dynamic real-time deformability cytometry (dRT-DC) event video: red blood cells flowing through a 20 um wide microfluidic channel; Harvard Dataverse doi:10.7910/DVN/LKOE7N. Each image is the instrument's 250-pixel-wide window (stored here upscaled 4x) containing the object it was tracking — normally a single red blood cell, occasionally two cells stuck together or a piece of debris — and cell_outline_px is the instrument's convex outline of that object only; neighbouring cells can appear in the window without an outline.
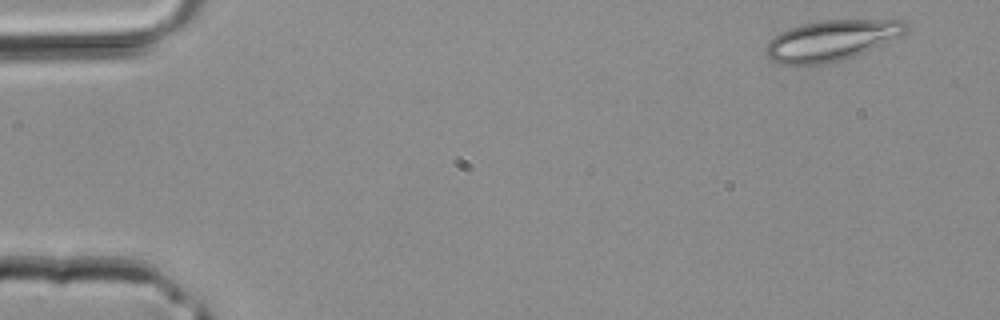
{"species": "common noctule bat (a hibernating species)", "species_latin": "Nyctalus noctula", "temperature_condition": "room temperature", "stored_images_in_passage": 12, "camera_frame_rate_fps": 3000, "um_per_image_px": 0.085, "animal": {"sex": "male", "body_mass_g": 20.4}, "frame": {"image": 1, "passage_image": 1, "time_ms": 0.0, "image_size_px": [1000, 320], "cell_outline_px": [[908, 28], [904, 32], [864, 52], [828, 64], [780, 64], [764, 56], [764, 48], [768, 40], [780, 32], [788, 28], [820, 20], [904, 20], [908, 24]], "centroid_in_image_um": [70.56, 3.43], "position_along_channel_um": 14.4, "area_um2": 32.77}}